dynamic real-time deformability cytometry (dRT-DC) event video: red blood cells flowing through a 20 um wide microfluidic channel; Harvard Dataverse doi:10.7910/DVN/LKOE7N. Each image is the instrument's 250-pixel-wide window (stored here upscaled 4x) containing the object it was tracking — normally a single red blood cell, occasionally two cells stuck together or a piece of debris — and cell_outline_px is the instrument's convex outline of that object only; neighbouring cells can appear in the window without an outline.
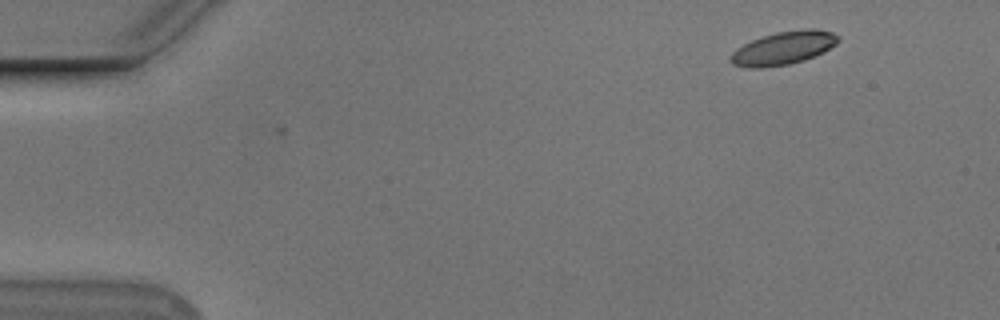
{"species": "Egyptian fruit bat (a non-hibernating species)", "species_latin": "Rousettus aegyptiacus", "temperature_condition": "cold", "stored_images_in_passage": 11, "camera_frame_rate_fps": 3000, "um_per_image_px": 0.085, "animal": {"sex": "male"}, "frame": {"image": 1, "passage_image": 1, "time_ms": 0.0, "image_size_px": [1000, 320], "cell_outline_px": [[840, 40], [836, 44], [824, 52], [804, 60], [788, 64], [764, 68], [748, 68], [732, 64], [728, 60], [728, 56], [736, 48], [752, 40], [776, 32], [804, 28], [812, 28], [832, 32], [840, 36]], "centroid_in_image_um": [66.58, 4.09], "position_along_channel_um": 18.4, "area_um2": 21.04}}
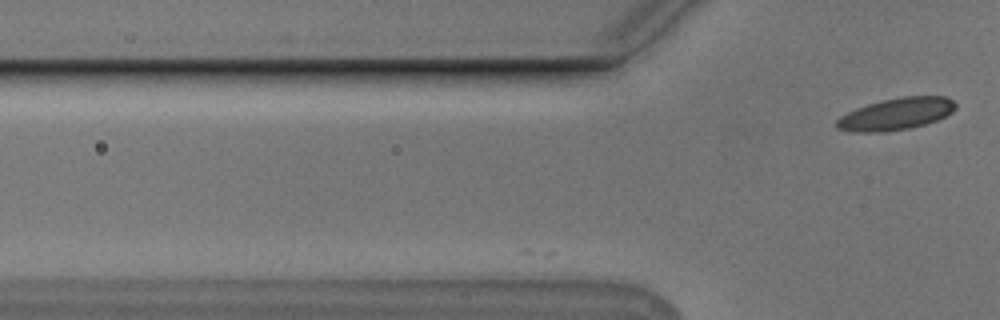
{"frame": {"image": 2, "passage_image": 11, "time_ms": 3.333, "image_size_px": [1000, 320], "cell_outline_px": [[956, 108], [952, 112], [936, 120], [924, 124], [908, 128], [880, 132], [856, 132], [836, 128], [836, 120], [840, 116], [856, 108], [868, 104], [884, 100], [904, 96], [944, 96], [952, 100], [956, 104]], "centroid_in_image_um": [76.16, 9.68], "position_along_channel_um": 49.6, "area_um2": 21.85}}